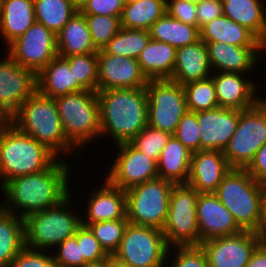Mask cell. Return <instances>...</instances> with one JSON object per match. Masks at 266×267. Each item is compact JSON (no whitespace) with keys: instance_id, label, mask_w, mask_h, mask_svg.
<instances>
[{"instance_id":"6da1fadb","label":"cell","mask_w":266,"mask_h":267,"mask_svg":"<svg viewBox=\"0 0 266 267\" xmlns=\"http://www.w3.org/2000/svg\"><path fill=\"white\" fill-rule=\"evenodd\" d=\"M65 160L68 161L63 156L42 172L17 176L7 181L0 188L4 198L0 207L24 219L30 214L58 205L72 193V164Z\"/></svg>"},{"instance_id":"7a4b0ae2","label":"cell","mask_w":266,"mask_h":267,"mask_svg":"<svg viewBox=\"0 0 266 267\" xmlns=\"http://www.w3.org/2000/svg\"><path fill=\"white\" fill-rule=\"evenodd\" d=\"M100 138L109 137L115 145L130 142L148 125L146 88L97 91Z\"/></svg>"},{"instance_id":"3957f363","label":"cell","mask_w":266,"mask_h":267,"mask_svg":"<svg viewBox=\"0 0 266 267\" xmlns=\"http://www.w3.org/2000/svg\"><path fill=\"white\" fill-rule=\"evenodd\" d=\"M9 121L20 131L45 145L59 159L65 153L67 156L75 154L73 156L81 159L82 154L65 136L53 98L44 96L36 90Z\"/></svg>"},{"instance_id":"277c9868","label":"cell","mask_w":266,"mask_h":267,"mask_svg":"<svg viewBox=\"0 0 266 267\" xmlns=\"http://www.w3.org/2000/svg\"><path fill=\"white\" fill-rule=\"evenodd\" d=\"M59 158L45 145L0 120V188L9 180L50 168Z\"/></svg>"},{"instance_id":"5b68a950","label":"cell","mask_w":266,"mask_h":267,"mask_svg":"<svg viewBox=\"0 0 266 267\" xmlns=\"http://www.w3.org/2000/svg\"><path fill=\"white\" fill-rule=\"evenodd\" d=\"M70 193L58 205L35 212L24 218L25 246L33 250L51 251L65 239L75 236L82 225L81 212L72 209ZM73 195V196H72Z\"/></svg>"},{"instance_id":"8992f818","label":"cell","mask_w":266,"mask_h":267,"mask_svg":"<svg viewBox=\"0 0 266 267\" xmlns=\"http://www.w3.org/2000/svg\"><path fill=\"white\" fill-rule=\"evenodd\" d=\"M214 194L243 231L259 234L261 182L256 181L245 169L231 168Z\"/></svg>"},{"instance_id":"52a82bcc","label":"cell","mask_w":266,"mask_h":267,"mask_svg":"<svg viewBox=\"0 0 266 267\" xmlns=\"http://www.w3.org/2000/svg\"><path fill=\"white\" fill-rule=\"evenodd\" d=\"M68 141L81 153L95 138H100L97 92L84 90L54 98Z\"/></svg>"},{"instance_id":"ba28073f","label":"cell","mask_w":266,"mask_h":267,"mask_svg":"<svg viewBox=\"0 0 266 267\" xmlns=\"http://www.w3.org/2000/svg\"><path fill=\"white\" fill-rule=\"evenodd\" d=\"M199 193L188 184H174L162 232L169 247L200 246L196 215Z\"/></svg>"},{"instance_id":"9c48e42d","label":"cell","mask_w":266,"mask_h":267,"mask_svg":"<svg viewBox=\"0 0 266 267\" xmlns=\"http://www.w3.org/2000/svg\"><path fill=\"white\" fill-rule=\"evenodd\" d=\"M169 248L161 229L128 223L112 256L133 267H165Z\"/></svg>"},{"instance_id":"30bf717a","label":"cell","mask_w":266,"mask_h":267,"mask_svg":"<svg viewBox=\"0 0 266 267\" xmlns=\"http://www.w3.org/2000/svg\"><path fill=\"white\" fill-rule=\"evenodd\" d=\"M174 183L156 178L126 190L129 223L163 229Z\"/></svg>"},{"instance_id":"8fae6325","label":"cell","mask_w":266,"mask_h":267,"mask_svg":"<svg viewBox=\"0 0 266 267\" xmlns=\"http://www.w3.org/2000/svg\"><path fill=\"white\" fill-rule=\"evenodd\" d=\"M266 143V99L240 111L239 121L224 156L231 168L245 169L255 153Z\"/></svg>"},{"instance_id":"7c38bea8","label":"cell","mask_w":266,"mask_h":267,"mask_svg":"<svg viewBox=\"0 0 266 267\" xmlns=\"http://www.w3.org/2000/svg\"><path fill=\"white\" fill-rule=\"evenodd\" d=\"M148 125L174 134L180 119L188 111L183 85L170 79L149 80Z\"/></svg>"},{"instance_id":"4fadbf2b","label":"cell","mask_w":266,"mask_h":267,"mask_svg":"<svg viewBox=\"0 0 266 267\" xmlns=\"http://www.w3.org/2000/svg\"><path fill=\"white\" fill-rule=\"evenodd\" d=\"M6 52L20 66L37 75L57 56L56 34L43 24L35 22L6 47Z\"/></svg>"},{"instance_id":"5bb4252c","label":"cell","mask_w":266,"mask_h":267,"mask_svg":"<svg viewBox=\"0 0 266 267\" xmlns=\"http://www.w3.org/2000/svg\"><path fill=\"white\" fill-rule=\"evenodd\" d=\"M117 146V149L116 147ZM117 150L105 178L114 186L128 190L158 178L157 162L134 148L129 142L114 145Z\"/></svg>"},{"instance_id":"9a60e30c","label":"cell","mask_w":266,"mask_h":267,"mask_svg":"<svg viewBox=\"0 0 266 267\" xmlns=\"http://www.w3.org/2000/svg\"><path fill=\"white\" fill-rule=\"evenodd\" d=\"M0 58V120H9L37 90L36 74L6 52Z\"/></svg>"},{"instance_id":"2e32d148","label":"cell","mask_w":266,"mask_h":267,"mask_svg":"<svg viewBox=\"0 0 266 267\" xmlns=\"http://www.w3.org/2000/svg\"><path fill=\"white\" fill-rule=\"evenodd\" d=\"M263 238L254 231H242L231 236H221L200 244L209 267H245L255 248Z\"/></svg>"},{"instance_id":"e0dca14e","label":"cell","mask_w":266,"mask_h":267,"mask_svg":"<svg viewBox=\"0 0 266 267\" xmlns=\"http://www.w3.org/2000/svg\"><path fill=\"white\" fill-rule=\"evenodd\" d=\"M148 82L137 59L98 50L97 91L144 88Z\"/></svg>"},{"instance_id":"ac0fdd59","label":"cell","mask_w":266,"mask_h":267,"mask_svg":"<svg viewBox=\"0 0 266 267\" xmlns=\"http://www.w3.org/2000/svg\"><path fill=\"white\" fill-rule=\"evenodd\" d=\"M246 75L236 72L212 73L219 107L243 111L254 107L262 99L261 96L258 98L257 93L261 89L257 81Z\"/></svg>"},{"instance_id":"d6986e66","label":"cell","mask_w":266,"mask_h":267,"mask_svg":"<svg viewBox=\"0 0 266 267\" xmlns=\"http://www.w3.org/2000/svg\"><path fill=\"white\" fill-rule=\"evenodd\" d=\"M196 215L200 244L209 239L231 236L243 231L214 193H199Z\"/></svg>"},{"instance_id":"ffe728a7","label":"cell","mask_w":266,"mask_h":267,"mask_svg":"<svg viewBox=\"0 0 266 267\" xmlns=\"http://www.w3.org/2000/svg\"><path fill=\"white\" fill-rule=\"evenodd\" d=\"M240 110L217 107L197 112L200 150L224 151L236 131Z\"/></svg>"},{"instance_id":"44dd1931","label":"cell","mask_w":266,"mask_h":267,"mask_svg":"<svg viewBox=\"0 0 266 267\" xmlns=\"http://www.w3.org/2000/svg\"><path fill=\"white\" fill-rule=\"evenodd\" d=\"M205 43L213 72L248 73L250 76L252 71L259 68V62H262L261 59L265 56V47H239L222 42Z\"/></svg>"},{"instance_id":"7402d4cb","label":"cell","mask_w":266,"mask_h":267,"mask_svg":"<svg viewBox=\"0 0 266 267\" xmlns=\"http://www.w3.org/2000/svg\"><path fill=\"white\" fill-rule=\"evenodd\" d=\"M101 182L100 188L92 187L90 194L88 193L90 198H86L87 212L81 214L82 224L127 218L126 191L112 185L105 177Z\"/></svg>"},{"instance_id":"603a6c76","label":"cell","mask_w":266,"mask_h":267,"mask_svg":"<svg viewBox=\"0 0 266 267\" xmlns=\"http://www.w3.org/2000/svg\"><path fill=\"white\" fill-rule=\"evenodd\" d=\"M230 169L223 151L192 152L186 184L193 187L198 193H214Z\"/></svg>"},{"instance_id":"cb8c5ba5","label":"cell","mask_w":266,"mask_h":267,"mask_svg":"<svg viewBox=\"0 0 266 267\" xmlns=\"http://www.w3.org/2000/svg\"><path fill=\"white\" fill-rule=\"evenodd\" d=\"M206 43L197 42L177 48L175 68L170 80L181 85L212 76Z\"/></svg>"},{"instance_id":"d4e9b609","label":"cell","mask_w":266,"mask_h":267,"mask_svg":"<svg viewBox=\"0 0 266 267\" xmlns=\"http://www.w3.org/2000/svg\"><path fill=\"white\" fill-rule=\"evenodd\" d=\"M36 82L37 91L53 99L86 90L78 81H74L69 61L58 55L36 75Z\"/></svg>"},{"instance_id":"484cf974","label":"cell","mask_w":266,"mask_h":267,"mask_svg":"<svg viewBox=\"0 0 266 267\" xmlns=\"http://www.w3.org/2000/svg\"><path fill=\"white\" fill-rule=\"evenodd\" d=\"M35 22L33 0H1L0 37L6 47Z\"/></svg>"},{"instance_id":"4316f807","label":"cell","mask_w":266,"mask_h":267,"mask_svg":"<svg viewBox=\"0 0 266 267\" xmlns=\"http://www.w3.org/2000/svg\"><path fill=\"white\" fill-rule=\"evenodd\" d=\"M223 15L266 44V0H222Z\"/></svg>"},{"instance_id":"83f0119b","label":"cell","mask_w":266,"mask_h":267,"mask_svg":"<svg viewBox=\"0 0 266 267\" xmlns=\"http://www.w3.org/2000/svg\"><path fill=\"white\" fill-rule=\"evenodd\" d=\"M56 38L57 55L60 57L98 52L92 43L85 16L80 11H77L63 26L56 34Z\"/></svg>"},{"instance_id":"f1b7e54d","label":"cell","mask_w":266,"mask_h":267,"mask_svg":"<svg viewBox=\"0 0 266 267\" xmlns=\"http://www.w3.org/2000/svg\"><path fill=\"white\" fill-rule=\"evenodd\" d=\"M191 157L192 151L172 135L157 161L158 178L174 184H186L189 177Z\"/></svg>"},{"instance_id":"f546056e","label":"cell","mask_w":266,"mask_h":267,"mask_svg":"<svg viewBox=\"0 0 266 267\" xmlns=\"http://www.w3.org/2000/svg\"><path fill=\"white\" fill-rule=\"evenodd\" d=\"M200 39L204 42H222L239 47H264L249 30L222 15L200 28Z\"/></svg>"},{"instance_id":"4dcf8cb0","label":"cell","mask_w":266,"mask_h":267,"mask_svg":"<svg viewBox=\"0 0 266 267\" xmlns=\"http://www.w3.org/2000/svg\"><path fill=\"white\" fill-rule=\"evenodd\" d=\"M176 50L170 44L150 39L137 58L142 72L148 80L170 79L172 77Z\"/></svg>"},{"instance_id":"1f68e13d","label":"cell","mask_w":266,"mask_h":267,"mask_svg":"<svg viewBox=\"0 0 266 267\" xmlns=\"http://www.w3.org/2000/svg\"><path fill=\"white\" fill-rule=\"evenodd\" d=\"M25 247L24 219L0 207V267H7Z\"/></svg>"},{"instance_id":"d6a6232c","label":"cell","mask_w":266,"mask_h":267,"mask_svg":"<svg viewBox=\"0 0 266 267\" xmlns=\"http://www.w3.org/2000/svg\"><path fill=\"white\" fill-rule=\"evenodd\" d=\"M149 33L151 39L170 44L176 49L200 39L197 27L172 18L167 13L151 26Z\"/></svg>"},{"instance_id":"836d02e7","label":"cell","mask_w":266,"mask_h":267,"mask_svg":"<svg viewBox=\"0 0 266 267\" xmlns=\"http://www.w3.org/2000/svg\"><path fill=\"white\" fill-rule=\"evenodd\" d=\"M166 14V0H140L125 4L121 16V27L148 30Z\"/></svg>"},{"instance_id":"e575fe53","label":"cell","mask_w":266,"mask_h":267,"mask_svg":"<svg viewBox=\"0 0 266 267\" xmlns=\"http://www.w3.org/2000/svg\"><path fill=\"white\" fill-rule=\"evenodd\" d=\"M36 22L57 34L78 11L70 0H33Z\"/></svg>"},{"instance_id":"d590c367","label":"cell","mask_w":266,"mask_h":267,"mask_svg":"<svg viewBox=\"0 0 266 267\" xmlns=\"http://www.w3.org/2000/svg\"><path fill=\"white\" fill-rule=\"evenodd\" d=\"M150 39L148 30L121 27L119 32L108 42L103 50L115 56L121 55L137 59Z\"/></svg>"},{"instance_id":"8d00e7d4","label":"cell","mask_w":266,"mask_h":267,"mask_svg":"<svg viewBox=\"0 0 266 267\" xmlns=\"http://www.w3.org/2000/svg\"><path fill=\"white\" fill-rule=\"evenodd\" d=\"M183 89L188 111L197 113L219 107L212 77L186 83Z\"/></svg>"},{"instance_id":"74e56055","label":"cell","mask_w":266,"mask_h":267,"mask_svg":"<svg viewBox=\"0 0 266 267\" xmlns=\"http://www.w3.org/2000/svg\"><path fill=\"white\" fill-rule=\"evenodd\" d=\"M128 223L129 221L127 218H122L113 221H101L82 225L87 226L91 230L94 237L109 255H113L121 243Z\"/></svg>"},{"instance_id":"f35d334b","label":"cell","mask_w":266,"mask_h":267,"mask_svg":"<svg viewBox=\"0 0 266 267\" xmlns=\"http://www.w3.org/2000/svg\"><path fill=\"white\" fill-rule=\"evenodd\" d=\"M73 69L74 81H78L86 90L97 92L98 52L65 57Z\"/></svg>"},{"instance_id":"ab89813d","label":"cell","mask_w":266,"mask_h":267,"mask_svg":"<svg viewBox=\"0 0 266 267\" xmlns=\"http://www.w3.org/2000/svg\"><path fill=\"white\" fill-rule=\"evenodd\" d=\"M83 15L90 30L92 43L97 50L103 49L121 28V21L118 17L94 14Z\"/></svg>"},{"instance_id":"60d3db41","label":"cell","mask_w":266,"mask_h":267,"mask_svg":"<svg viewBox=\"0 0 266 267\" xmlns=\"http://www.w3.org/2000/svg\"><path fill=\"white\" fill-rule=\"evenodd\" d=\"M171 136L172 134L166 131L147 125L129 143L157 162L161 151Z\"/></svg>"},{"instance_id":"b9f144b4","label":"cell","mask_w":266,"mask_h":267,"mask_svg":"<svg viewBox=\"0 0 266 267\" xmlns=\"http://www.w3.org/2000/svg\"><path fill=\"white\" fill-rule=\"evenodd\" d=\"M167 259L173 260H167L165 267H209L207 256L201 246L170 247Z\"/></svg>"},{"instance_id":"7bdbcfd3","label":"cell","mask_w":266,"mask_h":267,"mask_svg":"<svg viewBox=\"0 0 266 267\" xmlns=\"http://www.w3.org/2000/svg\"><path fill=\"white\" fill-rule=\"evenodd\" d=\"M173 135L190 151H200V133L197 113L187 111L180 119Z\"/></svg>"},{"instance_id":"ee69618b","label":"cell","mask_w":266,"mask_h":267,"mask_svg":"<svg viewBox=\"0 0 266 267\" xmlns=\"http://www.w3.org/2000/svg\"><path fill=\"white\" fill-rule=\"evenodd\" d=\"M53 254L56 267H83L87 262L81 256L80 246L75 236L65 239Z\"/></svg>"},{"instance_id":"f6af8a7d","label":"cell","mask_w":266,"mask_h":267,"mask_svg":"<svg viewBox=\"0 0 266 267\" xmlns=\"http://www.w3.org/2000/svg\"><path fill=\"white\" fill-rule=\"evenodd\" d=\"M75 237L80 246L81 256L87 263L99 261L109 256L87 226L81 225L77 229Z\"/></svg>"},{"instance_id":"bcb514c9","label":"cell","mask_w":266,"mask_h":267,"mask_svg":"<svg viewBox=\"0 0 266 267\" xmlns=\"http://www.w3.org/2000/svg\"><path fill=\"white\" fill-rule=\"evenodd\" d=\"M45 252L25 247L7 267H56L53 253Z\"/></svg>"},{"instance_id":"7dc6e473","label":"cell","mask_w":266,"mask_h":267,"mask_svg":"<svg viewBox=\"0 0 266 267\" xmlns=\"http://www.w3.org/2000/svg\"><path fill=\"white\" fill-rule=\"evenodd\" d=\"M166 13L172 18L198 28L196 4L185 0H166Z\"/></svg>"},{"instance_id":"c3c4849f","label":"cell","mask_w":266,"mask_h":267,"mask_svg":"<svg viewBox=\"0 0 266 267\" xmlns=\"http://www.w3.org/2000/svg\"><path fill=\"white\" fill-rule=\"evenodd\" d=\"M124 0H88L80 10L82 14L107 15L121 19Z\"/></svg>"},{"instance_id":"681fc988","label":"cell","mask_w":266,"mask_h":267,"mask_svg":"<svg viewBox=\"0 0 266 267\" xmlns=\"http://www.w3.org/2000/svg\"><path fill=\"white\" fill-rule=\"evenodd\" d=\"M198 29L223 15L222 0H203L196 4Z\"/></svg>"},{"instance_id":"f907efd6","label":"cell","mask_w":266,"mask_h":267,"mask_svg":"<svg viewBox=\"0 0 266 267\" xmlns=\"http://www.w3.org/2000/svg\"><path fill=\"white\" fill-rule=\"evenodd\" d=\"M245 170L258 182L266 181V143L255 153Z\"/></svg>"},{"instance_id":"816d5d0a","label":"cell","mask_w":266,"mask_h":267,"mask_svg":"<svg viewBox=\"0 0 266 267\" xmlns=\"http://www.w3.org/2000/svg\"><path fill=\"white\" fill-rule=\"evenodd\" d=\"M245 267H266V242L264 240L252 252Z\"/></svg>"},{"instance_id":"f5cc1de1","label":"cell","mask_w":266,"mask_h":267,"mask_svg":"<svg viewBox=\"0 0 266 267\" xmlns=\"http://www.w3.org/2000/svg\"><path fill=\"white\" fill-rule=\"evenodd\" d=\"M259 235L263 239L266 237V181L261 182V220Z\"/></svg>"},{"instance_id":"db71d44e","label":"cell","mask_w":266,"mask_h":267,"mask_svg":"<svg viewBox=\"0 0 266 267\" xmlns=\"http://www.w3.org/2000/svg\"><path fill=\"white\" fill-rule=\"evenodd\" d=\"M83 267H112V255L99 261L86 263Z\"/></svg>"},{"instance_id":"11a10c76","label":"cell","mask_w":266,"mask_h":267,"mask_svg":"<svg viewBox=\"0 0 266 267\" xmlns=\"http://www.w3.org/2000/svg\"><path fill=\"white\" fill-rule=\"evenodd\" d=\"M71 4L78 10L80 11L83 6L87 3L88 0H70Z\"/></svg>"},{"instance_id":"9f6ffc18","label":"cell","mask_w":266,"mask_h":267,"mask_svg":"<svg viewBox=\"0 0 266 267\" xmlns=\"http://www.w3.org/2000/svg\"><path fill=\"white\" fill-rule=\"evenodd\" d=\"M112 267H133V266L126 264L124 262L118 261L112 256Z\"/></svg>"},{"instance_id":"6f0895ef","label":"cell","mask_w":266,"mask_h":267,"mask_svg":"<svg viewBox=\"0 0 266 267\" xmlns=\"http://www.w3.org/2000/svg\"><path fill=\"white\" fill-rule=\"evenodd\" d=\"M185 1H187L189 3H193V4H199L203 0H185Z\"/></svg>"},{"instance_id":"680465c9","label":"cell","mask_w":266,"mask_h":267,"mask_svg":"<svg viewBox=\"0 0 266 267\" xmlns=\"http://www.w3.org/2000/svg\"><path fill=\"white\" fill-rule=\"evenodd\" d=\"M140 0H124L125 4H131Z\"/></svg>"}]
</instances>
